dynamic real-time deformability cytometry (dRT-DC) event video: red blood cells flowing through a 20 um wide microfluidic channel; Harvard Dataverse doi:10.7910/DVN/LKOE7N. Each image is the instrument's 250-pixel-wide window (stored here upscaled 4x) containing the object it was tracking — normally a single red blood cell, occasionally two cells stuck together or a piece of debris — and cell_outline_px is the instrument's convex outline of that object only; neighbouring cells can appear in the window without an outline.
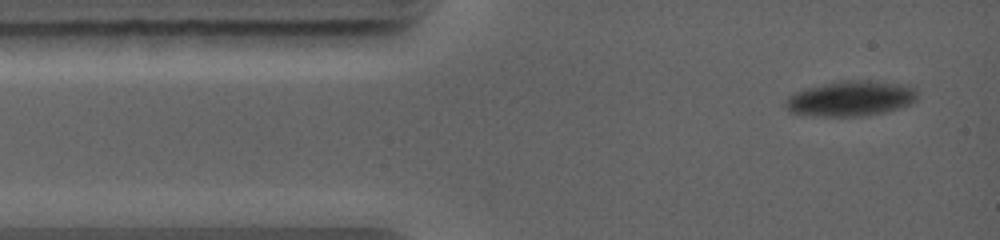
{"species": "common noctule bat (a hibernating species)", "species_latin": "Nyctalus noctula", "temperature_condition": "warm", "stored_images_in_passage": 16, "camera_frame_rate_fps": 5000, "um_per_image_px": 0.085, "animal": {"sex": "female", "body_mass_g": 19.0, "forearm_length_mm": 56.7}, "frame": {"image": 1, "passage_image": 1, "time_ms": 0.0, "image_size_px": [1000, 240], "cell_outline_px": [[916, 100], [908, 104], [884, 112], [868, 116], [816, 116], [788, 112], [784, 104], [788, 96], [796, 92], [808, 88], [840, 80], [868, 80], [904, 84], [916, 88]], "centroid_in_image_um": [72.3, 8.37], "position_along_channel_um": 12.7, "area_um2": 27.05}}
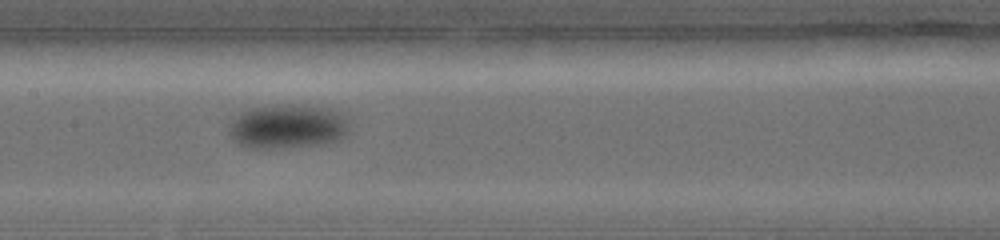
{"frame": {"image": 2, "passage_image": 7, "time_ms": 5.2, "image_size_px": [1000, 240], "cell_outline_px": [[348, 132], [336, 140], [324, 144], [284, 148], [248, 148], [236, 144], [228, 136], [228, 128], [232, 120], [240, 112], [252, 108], [328, 108], [340, 116], [344, 120]], "centroid_in_image_um": [24.3, 10.84], "position_along_channel_um": 183.1, "area_um2": 29.65}}
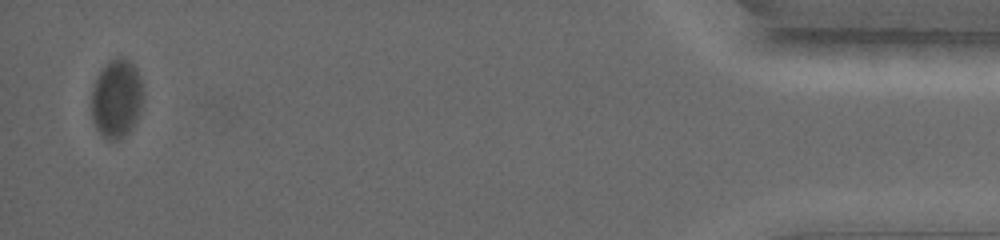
{"frame": {"image": 3, "passage_image": 16, "time_ms": 13.6, "image_size_px": [1000, 240], "cell_outline_px": [[144, 96], [140, 112], [136, 124], [120, 140], [108, 140], [100, 136], [92, 120], [92, 92], [96, 80], [100, 72], [116, 56], [124, 56], [136, 68], [140, 76]], "centroid_in_image_um": [9.94, 8.42], "position_along_channel_um": 425.3, "area_um2": 23.93}}